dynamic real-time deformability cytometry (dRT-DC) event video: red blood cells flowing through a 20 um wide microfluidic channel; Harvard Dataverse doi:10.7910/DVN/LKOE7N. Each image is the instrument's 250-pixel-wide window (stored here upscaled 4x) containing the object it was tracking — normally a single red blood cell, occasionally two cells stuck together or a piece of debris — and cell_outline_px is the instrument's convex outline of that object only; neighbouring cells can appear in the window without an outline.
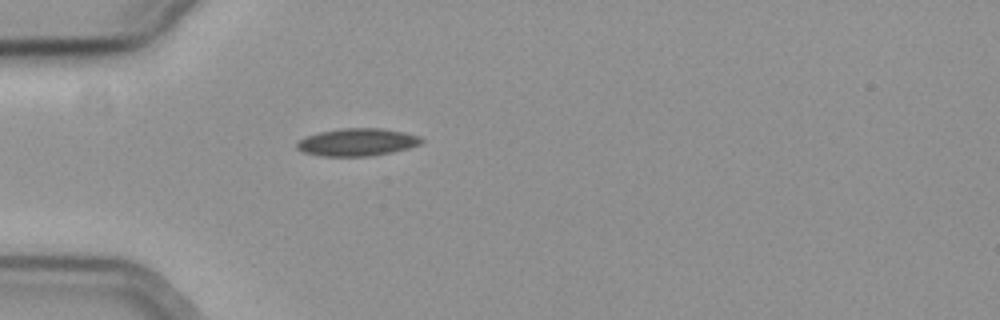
{"species": "common noctule bat (a hibernating species)", "species_latin": "Nyctalus noctula", "temperature_condition": "cold", "stored_images_in_passage": 40, "camera_frame_rate_fps": 3000, "um_per_image_px": 0.085, "animal": {"sex": "female", "body_mass_g": 19.3, "forearm_length_mm": 54.1}, "frame": {"image": 1, "passage_image": 1, "time_ms": 0.0, "image_size_px": [1000, 320], "cell_outline_px": [[424, 140], [420, 144], [408, 148], [392, 152], [368, 156], [320, 156], [304, 152], [296, 148], [296, 144], [300, 140], [308, 136], [320, 132], [344, 128], [380, 128], [404, 132], [420, 136]], "centroid_in_image_um": [30.38, 12.08], "position_along_channel_um": 54.6, "area_um2": 19.83}}
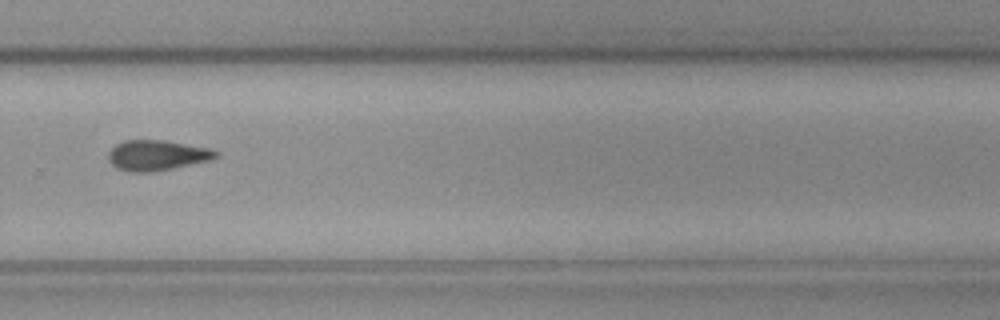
{"frame": {"image": 2, "passage_image": 23, "time_ms": 7.333, "image_size_px": [1000, 320], "cell_outline_px": [[220, 156], [212, 160], [152, 172], [132, 172], [116, 168], [108, 160], [108, 152], [116, 144], [124, 140], [164, 140], [212, 148], [220, 152]], "centroid_in_image_um": [13.38, 13.19], "position_along_channel_um": 316.4, "area_um2": 19.25}}
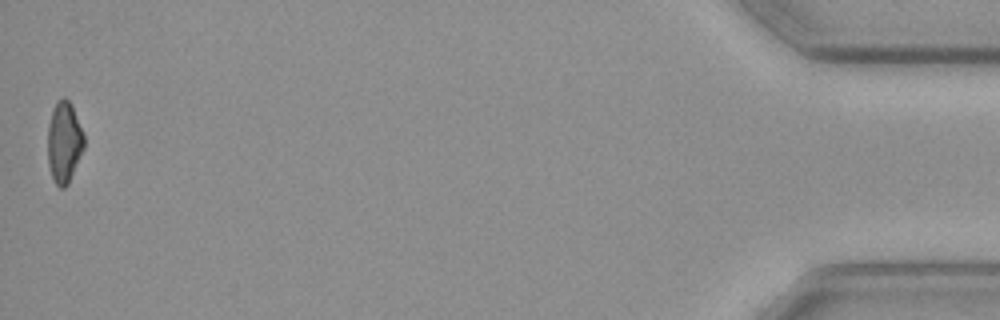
{"frame": {"image": 3, "passage_image": 40, "time_ms": 13.0, "image_size_px": [1000, 320], "cell_outline_px": [[84, 148], [68, 184], [64, 188], [60, 188], [56, 184], [52, 176], [48, 164], [48, 124], [52, 108], [56, 100], [64, 96], [72, 104], [84, 136]], "centroid_in_image_um": [5.44, 12.05], "position_along_channel_um": 429.8, "area_um2": 17.28}}